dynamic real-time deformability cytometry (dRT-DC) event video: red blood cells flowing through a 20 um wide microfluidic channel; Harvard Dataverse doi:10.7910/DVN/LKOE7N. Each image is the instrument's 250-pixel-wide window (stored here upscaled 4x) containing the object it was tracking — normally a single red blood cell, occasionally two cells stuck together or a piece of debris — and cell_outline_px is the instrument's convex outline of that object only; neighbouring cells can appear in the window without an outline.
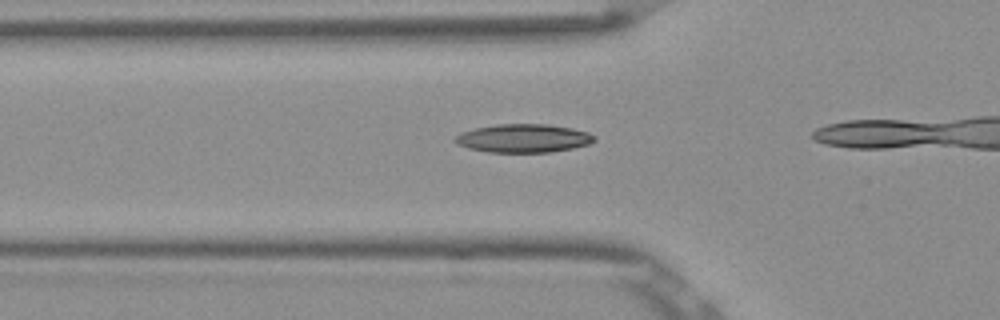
{"species": "Egyptian fruit bat (a non-hibernating species)", "species_latin": "Rousettus aegyptiacus", "temperature_condition": "room temperature", "stored_images_in_passage": 16, "camera_frame_rate_fps": 3000, "um_per_image_px": 0.085, "frame": {"image": 1, "passage_image": 12, "time_ms": 3.667, "image_size_px": [1000, 320], "cell_outline_px": [[596, 140], [588, 144], [572, 148], [548, 152], [488, 152], [468, 148], [456, 144], [452, 140], [460, 132], [476, 128], [496, 124], [548, 124], [572, 128], [588, 132], [596, 136]], "centroid_in_image_um": [44.47, 11.75], "position_along_channel_um": 81.3, "area_um2": 23.12}}